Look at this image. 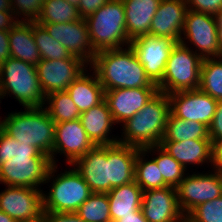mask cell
Instances as JSON below:
<instances>
[{"mask_svg":"<svg viewBox=\"0 0 222 222\" xmlns=\"http://www.w3.org/2000/svg\"><path fill=\"white\" fill-rule=\"evenodd\" d=\"M91 67L105 91L116 88L158 87L146 75L131 46L99 51Z\"/></svg>","mask_w":222,"mask_h":222,"instance_id":"obj_1","label":"cell"},{"mask_svg":"<svg viewBox=\"0 0 222 222\" xmlns=\"http://www.w3.org/2000/svg\"><path fill=\"white\" fill-rule=\"evenodd\" d=\"M169 114V96L159 91L139 112L123 123V138H118V143L139 149L160 144Z\"/></svg>","mask_w":222,"mask_h":222,"instance_id":"obj_2","label":"cell"},{"mask_svg":"<svg viewBox=\"0 0 222 222\" xmlns=\"http://www.w3.org/2000/svg\"><path fill=\"white\" fill-rule=\"evenodd\" d=\"M0 127L19 143L35 146L51 157L56 123L52 121L45 107L11 112L5 119L0 120Z\"/></svg>","mask_w":222,"mask_h":222,"instance_id":"obj_3","label":"cell"},{"mask_svg":"<svg viewBox=\"0 0 222 222\" xmlns=\"http://www.w3.org/2000/svg\"><path fill=\"white\" fill-rule=\"evenodd\" d=\"M10 93L24 108L44 107L46 97L35 65L12 57L0 65V99Z\"/></svg>","mask_w":222,"mask_h":222,"instance_id":"obj_4","label":"cell"},{"mask_svg":"<svg viewBox=\"0 0 222 222\" xmlns=\"http://www.w3.org/2000/svg\"><path fill=\"white\" fill-rule=\"evenodd\" d=\"M85 21L92 45L97 52L130 46L122 0H110L86 17Z\"/></svg>","mask_w":222,"mask_h":222,"instance_id":"obj_5","label":"cell"},{"mask_svg":"<svg viewBox=\"0 0 222 222\" xmlns=\"http://www.w3.org/2000/svg\"><path fill=\"white\" fill-rule=\"evenodd\" d=\"M186 43H176L171 50L164 76L157 84L160 92L169 95L199 89L203 59Z\"/></svg>","mask_w":222,"mask_h":222,"instance_id":"obj_6","label":"cell"},{"mask_svg":"<svg viewBox=\"0 0 222 222\" xmlns=\"http://www.w3.org/2000/svg\"><path fill=\"white\" fill-rule=\"evenodd\" d=\"M54 178L48 195L43 192L44 211L77 212L80 205L93 193L75 167Z\"/></svg>","mask_w":222,"mask_h":222,"instance_id":"obj_7","label":"cell"},{"mask_svg":"<svg viewBox=\"0 0 222 222\" xmlns=\"http://www.w3.org/2000/svg\"><path fill=\"white\" fill-rule=\"evenodd\" d=\"M56 169L51 157L16 156L0 165V183L39 189L40 184L49 183Z\"/></svg>","mask_w":222,"mask_h":222,"instance_id":"obj_8","label":"cell"},{"mask_svg":"<svg viewBox=\"0 0 222 222\" xmlns=\"http://www.w3.org/2000/svg\"><path fill=\"white\" fill-rule=\"evenodd\" d=\"M180 42L187 39L202 59L222 57L218 42V18L188 9ZM186 39V40H185ZM198 52V53H197Z\"/></svg>","mask_w":222,"mask_h":222,"instance_id":"obj_9","label":"cell"},{"mask_svg":"<svg viewBox=\"0 0 222 222\" xmlns=\"http://www.w3.org/2000/svg\"><path fill=\"white\" fill-rule=\"evenodd\" d=\"M188 174L177 187L178 203L185 216L198 205L222 195V172Z\"/></svg>","mask_w":222,"mask_h":222,"instance_id":"obj_10","label":"cell"},{"mask_svg":"<svg viewBox=\"0 0 222 222\" xmlns=\"http://www.w3.org/2000/svg\"><path fill=\"white\" fill-rule=\"evenodd\" d=\"M176 43L169 37H158L152 34H145L130 42L146 75L153 83L158 84L162 80L167 60Z\"/></svg>","mask_w":222,"mask_h":222,"instance_id":"obj_11","label":"cell"},{"mask_svg":"<svg viewBox=\"0 0 222 222\" xmlns=\"http://www.w3.org/2000/svg\"><path fill=\"white\" fill-rule=\"evenodd\" d=\"M85 65L84 61L72 55L67 59H42L36 69L45 97L54 92L67 91L68 86L87 69Z\"/></svg>","mask_w":222,"mask_h":222,"instance_id":"obj_12","label":"cell"},{"mask_svg":"<svg viewBox=\"0 0 222 222\" xmlns=\"http://www.w3.org/2000/svg\"><path fill=\"white\" fill-rule=\"evenodd\" d=\"M42 25L48 34L64 46L70 55L80 58L87 66L98 53L91 42L85 18L67 23H46Z\"/></svg>","mask_w":222,"mask_h":222,"instance_id":"obj_13","label":"cell"},{"mask_svg":"<svg viewBox=\"0 0 222 222\" xmlns=\"http://www.w3.org/2000/svg\"><path fill=\"white\" fill-rule=\"evenodd\" d=\"M170 112L182 120L197 121L210 126L218 100L200 89L174 92L168 95Z\"/></svg>","mask_w":222,"mask_h":222,"instance_id":"obj_14","label":"cell"},{"mask_svg":"<svg viewBox=\"0 0 222 222\" xmlns=\"http://www.w3.org/2000/svg\"><path fill=\"white\" fill-rule=\"evenodd\" d=\"M72 166L94 193L111 190L110 145H98L78 158Z\"/></svg>","mask_w":222,"mask_h":222,"instance_id":"obj_15","label":"cell"},{"mask_svg":"<svg viewBox=\"0 0 222 222\" xmlns=\"http://www.w3.org/2000/svg\"><path fill=\"white\" fill-rule=\"evenodd\" d=\"M0 210L15 221L42 217L43 192L30 187L6 186L0 192Z\"/></svg>","mask_w":222,"mask_h":222,"instance_id":"obj_16","label":"cell"},{"mask_svg":"<svg viewBox=\"0 0 222 222\" xmlns=\"http://www.w3.org/2000/svg\"><path fill=\"white\" fill-rule=\"evenodd\" d=\"M96 145L88 137L80 119L56 123L55 138L51 160L56 164L55 155L64 154L68 164L72 165Z\"/></svg>","mask_w":222,"mask_h":222,"instance_id":"obj_17","label":"cell"},{"mask_svg":"<svg viewBox=\"0 0 222 222\" xmlns=\"http://www.w3.org/2000/svg\"><path fill=\"white\" fill-rule=\"evenodd\" d=\"M141 210L148 222H186L174 187L143 191Z\"/></svg>","mask_w":222,"mask_h":222,"instance_id":"obj_18","label":"cell"},{"mask_svg":"<svg viewBox=\"0 0 222 222\" xmlns=\"http://www.w3.org/2000/svg\"><path fill=\"white\" fill-rule=\"evenodd\" d=\"M158 87L116 88L105 91V100L116 124L139 112L157 93Z\"/></svg>","mask_w":222,"mask_h":222,"instance_id":"obj_19","label":"cell"},{"mask_svg":"<svg viewBox=\"0 0 222 222\" xmlns=\"http://www.w3.org/2000/svg\"><path fill=\"white\" fill-rule=\"evenodd\" d=\"M187 10L186 0H161L151 21L150 34L169 37L179 43Z\"/></svg>","mask_w":222,"mask_h":222,"instance_id":"obj_20","label":"cell"},{"mask_svg":"<svg viewBox=\"0 0 222 222\" xmlns=\"http://www.w3.org/2000/svg\"><path fill=\"white\" fill-rule=\"evenodd\" d=\"M80 122L88 137L96 145H113L118 143L116 137H109L112 126L115 124L108 104L104 99L101 103L81 113Z\"/></svg>","mask_w":222,"mask_h":222,"instance_id":"obj_21","label":"cell"},{"mask_svg":"<svg viewBox=\"0 0 222 222\" xmlns=\"http://www.w3.org/2000/svg\"><path fill=\"white\" fill-rule=\"evenodd\" d=\"M159 145L186 170L188 165L202 166L205 162L212 165L211 139L161 141Z\"/></svg>","mask_w":222,"mask_h":222,"instance_id":"obj_22","label":"cell"},{"mask_svg":"<svg viewBox=\"0 0 222 222\" xmlns=\"http://www.w3.org/2000/svg\"><path fill=\"white\" fill-rule=\"evenodd\" d=\"M128 39L133 41L150 34L151 21L161 0H122Z\"/></svg>","mask_w":222,"mask_h":222,"instance_id":"obj_23","label":"cell"},{"mask_svg":"<svg viewBox=\"0 0 222 222\" xmlns=\"http://www.w3.org/2000/svg\"><path fill=\"white\" fill-rule=\"evenodd\" d=\"M10 56L32 65L42 59L33 36V22L18 21L9 30Z\"/></svg>","mask_w":222,"mask_h":222,"instance_id":"obj_24","label":"cell"},{"mask_svg":"<svg viewBox=\"0 0 222 222\" xmlns=\"http://www.w3.org/2000/svg\"><path fill=\"white\" fill-rule=\"evenodd\" d=\"M139 150L120 143L110 145L111 190L134 181L135 160Z\"/></svg>","mask_w":222,"mask_h":222,"instance_id":"obj_25","label":"cell"},{"mask_svg":"<svg viewBox=\"0 0 222 222\" xmlns=\"http://www.w3.org/2000/svg\"><path fill=\"white\" fill-rule=\"evenodd\" d=\"M111 222L141 209L143 190L135 182L114 187L108 193Z\"/></svg>","mask_w":222,"mask_h":222,"instance_id":"obj_26","label":"cell"},{"mask_svg":"<svg viewBox=\"0 0 222 222\" xmlns=\"http://www.w3.org/2000/svg\"><path fill=\"white\" fill-rule=\"evenodd\" d=\"M86 71L77 77L66 91L81 113L105 99V90L99 82L96 73L93 71V75H87L85 74Z\"/></svg>","mask_w":222,"mask_h":222,"instance_id":"obj_27","label":"cell"},{"mask_svg":"<svg viewBox=\"0 0 222 222\" xmlns=\"http://www.w3.org/2000/svg\"><path fill=\"white\" fill-rule=\"evenodd\" d=\"M191 139H210L209 127L201 122L179 119L170 112L161 141L180 142Z\"/></svg>","mask_w":222,"mask_h":222,"instance_id":"obj_28","label":"cell"},{"mask_svg":"<svg viewBox=\"0 0 222 222\" xmlns=\"http://www.w3.org/2000/svg\"><path fill=\"white\" fill-rule=\"evenodd\" d=\"M146 154L144 149H140L136 155L134 181L143 191L167 187L156 161L153 158L145 160Z\"/></svg>","mask_w":222,"mask_h":222,"instance_id":"obj_29","label":"cell"},{"mask_svg":"<svg viewBox=\"0 0 222 222\" xmlns=\"http://www.w3.org/2000/svg\"><path fill=\"white\" fill-rule=\"evenodd\" d=\"M81 19L78 7L66 0H46L42 5L41 13L36 20L37 24L67 23Z\"/></svg>","mask_w":222,"mask_h":222,"instance_id":"obj_30","label":"cell"},{"mask_svg":"<svg viewBox=\"0 0 222 222\" xmlns=\"http://www.w3.org/2000/svg\"><path fill=\"white\" fill-rule=\"evenodd\" d=\"M45 109L55 123L79 119L81 112L66 91L54 92L46 96ZM48 107V108H47Z\"/></svg>","mask_w":222,"mask_h":222,"instance_id":"obj_31","label":"cell"},{"mask_svg":"<svg viewBox=\"0 0 222 222\" xmlns=\"http://www.w3.org/2000/svg\"><path fill=\"white\" fill-rule=\"evenodd\" d=\"M144 150L147 154H151V152L155 153L156 151L159 153L158 156L153 159L156 161L157 167L159 168L165 184L169 187L177 188L180 182L184 179V176L187 174L184 173L186 172V169L159 144L146 147Z\"/></svg>","mask_w":222,"mask_h":222,"instance_id":"obj_32","label":"cell"},{"mask_svg":"<svg viewBox=\"0 0 222 222\" xmlns=\"http://www.w3.org/2000/svg\"><path fill=\"white\" fill-rule=\"evenodd\" d=\"M199 89L222 101V57L202 60Z\"/></svg>","mask_w":222,"mask_h":222,"instance_id":"obj_33","label":"cell"},{"mask_svg":"<svg viewBox=\"0 0 222 222\" xmlns=\"http://www.w3.org/2000/svg\"><path fill=\"white\" fill-rule=\"evenodd\" d=\"M85 222H111L107 193H92L76 212Z\"/></svg>","mask_w":222,"mask_h":222,"instance_id":"obj_34","label":"cell"},{"mask_svg":"<svg viewBox=\"0 0 222 222\" xmlns=\"http://www.w3.org/2000/svg\"><path fill=\"white\" fill-rule=\"evenodd\" d=\"M33 36L41 59L59 60L67 59L71 56L60 42L52 38L46 29L36 22H33Z\"/></svg>","mask_w":222,"mask_h":222,"instance_id":"obj_35","label":"cell"},{"mask_svg":"<svg viewBox=\"0 0 222 222\" xmlns=\"http://www.w3.org/2000/svg\"><path fill=\"white\" fill-rule=\"evenodd\" d=\"M16 156L50 157L35 146L19 143L0 127V165Z\"/></svg>","mask_w":222,"mask_h":222,"instance_id":"obj_36","label":"cell"},{"mask_svg":"<svg viewBox=\"0 0 222 222\" xmlns=\"http://www.w3.org/2000/svg\"><path fill=\"white\" fill-rule=\"evenodd\" d=\"M186 222H222V195L194 208Z\"/></svg>","mask_w":222,"mask_h":222,"instance_id":"obj_37","label":"cell"},{"mask_svg":"<svg viewBox=\"0 0 222 222\" xmlns=\"http://www.w3.org/2000/svg\"><path fill=\"white\" fill-rule=\"evenodd\" d=\"M45 1L46 0H10L11 11L17 21L36 22ZM16 15H22L24 18L20 16L21 19L19 20Z\"/></svg>","mask_w":222,"mask_h":222,"instance_id":"obj_38","label":"cell"},{"mask_svg":"<svg viewBox=\"0 0 222 222\" xmlns=\"http://www.w3.org/2000/svg\"><path fill=\"white\" fill-rule=\"evenodd\" d=\"M187 8L196 12L218 16L222 11V0H186Z\"/></svg>","mask_w":222,"mask_h":222,"instance_id":"obj_39","label":"cell"},{"mask_svg":"<svg viewBox=\"0 0 222 222\" xmlns=\"http://www.w3.org/2000/svg\"><path fill=\"white\" fill-rule=\"evenodd\" d=\"M44 222H85L76 212L59 213L43 211Z\"/></svg>","mask_w":222,"mask_h":222,"instance_id":"obj_40","label":"cell"},{"mask_svg":"<svg viewBox=\"0 0 222 222\" xmlns=\"http://www.w3.org/2000/svg\"><path fill=\"white\" fill-rule=\"evenodd\" d=\"M211 142L222 138V101H218L215 114L209 126Z\"/></svg>","mask_w":222,"mask_h":222,"instance_id":"obj_41","label":"cell"},{"mask_svg":"<svg viewBox=\"0 0 222 222\" xmlns=\"http://www.w3.org/2000/svg\"><path fill=\"white\" fill-rule=\"evenodd\" d=\"M110 0H80L78 11L81 18H86L92 15L96 10L102 7Z\"/></svg>","mask_w":222,"mask_h":222,"instance_id":"obj_42","label":"cell"},{"mask_svg":"<svg viewBox=\"0 0 222 222\" xmlns=\"http://www.w3.org/2000/svg\"><path fill=\"white\" fill-rule=\"evenodd\" d=\"M213 170L222 172V138L211 142Z\"/></svg>","mask_w":222,"mask_h":222,"instance_id":"obj_43","label":"cell"},{"mask_svg":"<svg viewBox=\"0 0 222 222\" xmlns=\"http://www.w3.org/2000/svg\"><path fill=\"white\" fill-rule=\"evenodd\" d=\"M10 57L9 31L0 30V65Z\"/></svg>","mask_w":222,"mask_h":222,"instance_id":"obj_44","label":"cell"},{"mask_svg":"<svg viewBox=\"0 0 222 222\" xmlns=\"http://www.w3.org/2000/svg\"><path fill=\"white\" fill-rule=\"evenodd\" d=\"M12 11H0V30L9 31L18 21Z\"/></svg>","mask_w":222,"mask_h":222,"instance_id":"obj_45","label":"cell"},{"mask_svg":"<svg viewBox=\"0 0 222 222\" xmlns=\"http://www.w3.org/2000/svg\"><path fill=\"white\" fill-rule=\"evenodd\" d=\"M114 222H148L143 215L141 209L134 213V215L122 216L121 219L116 220Z\"/></svg>","mask_w":222,"mask_h":222,"instance_id":"obj_46","label":"cell"},{"mask_svg":"<svg viewBox=\"0 0 222 222\" xmlns=\"http://www.w3.org/2000/svg\"><path fill=\"white\" fill-rule=\"evenodd\" d=\"M217 18H218V42H219L220 51L222 55V11L217 16Z\"/></svg>","mask_w":222,"mask_h":222,"instance_id":"obj_47","label":"cell"},{"mask_svg":"<svg viewBox=\"0 0 222 222\" xmlns=\"http://www.w3.org/2000/svg\"><path fill=\"white\" fill-rule=\"evenodd\" d=\"M0 11H11L10 0H0Z\"/></svg>","mask_w":222,"mask_h":222,"instance_id":"obj_48","label":"cell"},{"mask_svg":"<svg viewBox=\"0 0 222 222\" xmlns=\"http://www.w3.org/2000/svg\"><path fill=\"white\" fill-rule=\"evenodd\" d=\"M0 222H15V220L0 210Z\"/></svg>","mask_w":222,"mask_h":222,"instance_id":"obj_49","label":"cell"},{"mask_svg":"<svg viewBox=\"0 0 222 222\" xmlns=\"http://www.w3.org/2000/svg\"><path fill=\"white\" fill-rule=\"evenodd\" d=\"M15 222H44L43 217H37L35 219L18 220Z\"/></svg>","mask_w":222,"mask_h":222,"instance_id":"obj_50","label":"cell"},{"mask_svg":"<svg viewBox=\"0 0 222 222\" xmlns=\"http://www.w3.org/2000/svg\"><path fill=\"white\" fill-rule=\"evenodd\" d=\"M66 1H68L70 4H72L74 6L78 7V4H79L80 0H66Z\"/></svg>","mask_w":222,"mask_h":222,"instance_id":"obj_51","label":"cell"}]
</instances>
